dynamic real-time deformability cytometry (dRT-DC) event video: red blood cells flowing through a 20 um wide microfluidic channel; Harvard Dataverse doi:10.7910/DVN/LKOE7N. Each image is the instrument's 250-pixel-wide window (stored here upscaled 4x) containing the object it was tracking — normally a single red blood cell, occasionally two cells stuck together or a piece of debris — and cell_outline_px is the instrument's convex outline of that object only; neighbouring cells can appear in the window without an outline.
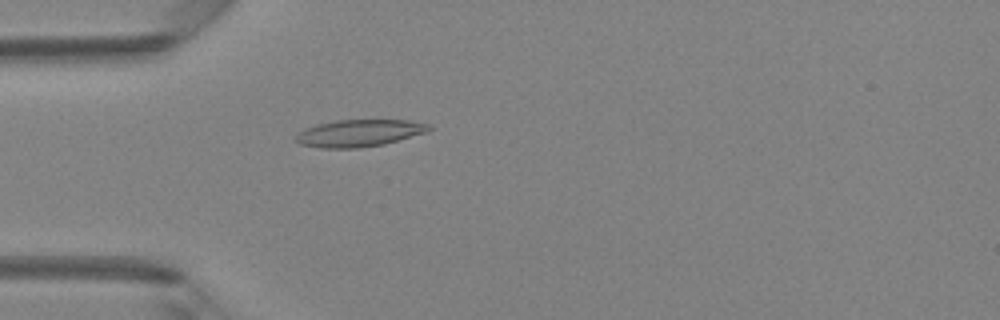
{"species": "Egyptian fruit bat (a non-hibernating species)", "species_latin": "Rousettus aegyptiacus", "temperature_condition": "room temperature", "stored_images_in_passage": 48, "camera_frame_rate_fps": 3000, "um_per_image_px": 0.085, "animal": {"sex": "female"}, "frame": {"image": 1, "passage_image": 14, "time_ms": 4.333, "image_size_px": [1000, 320], "cell_outline_px": [[432, 128], [428, 132], [384, 144], [360, 148], [320, 148], [300, 144], [296, 140], [296, 136], [304, 128], [316, 124], [336, 120], [408, 120], [428, 124]], "centroid_in_image_um": [30.53, 11.31], "position_along_channel_um": 54.5, "area_um2": 21.04}}
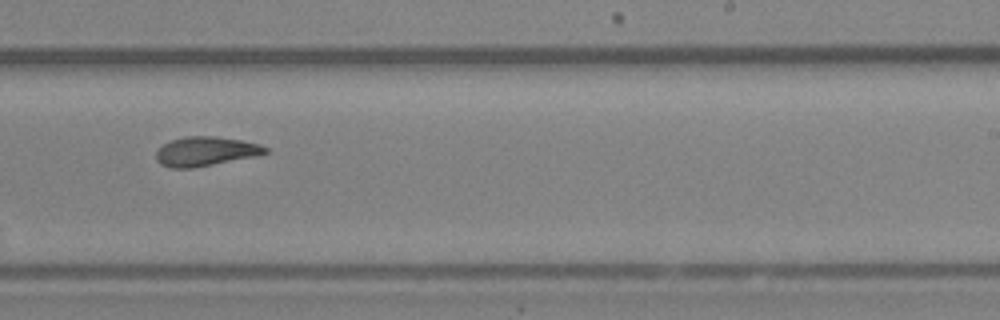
{"frame": {"image": 2, "passage_image": 30, "time_ms": 9.667, "image_size_px": [1000, 320], "cell_outline_px": [[268, 152], [256, 156], [192, 168], [172, 168], [160, 164], [156, 160], [156, 152], [164, 144], [172, 140], [184, 136], [216, 136], [240, 140], [260, 144], [268, 148]], "centroid_in_image_um": [17.47, 12.86], "position_along_channel_um": 271.5, "area_um2": 18.55}}
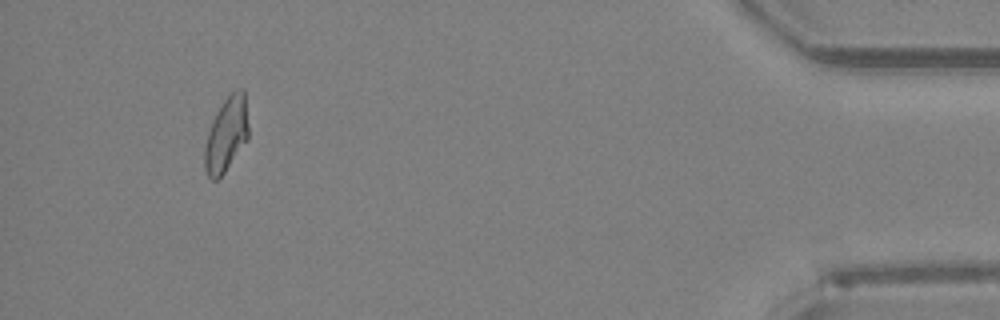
{"frame": {"image": 3, "passage_image": 45, "time_ms": 14.667, "image_size_px": [1000, 320], "cell_outline_px": [[248, 140], [224, 172], [216, 180], [212, 180], [208, 176], [204, 168], [204, 148], [208, 132], [212, 120], [216, 112], [224, 100], [236, 88], [244, 88], [248, 124]], "centroid_in_image_um": [19.24, 11.42], "position_along_channel_um": 416.0, "area_um2": 19.07}, "authors_computed_cell_mechanics": {"area_um2": 19.3052, "velocity_mm_per_s": 4.2168, "shape_relaxation_time_tau1_ms": null, "shape_relaxation_time_tau2_ms": 2.8721, "deformation_change_tau1": null, "deformation_change_tau2": 0.1039}}